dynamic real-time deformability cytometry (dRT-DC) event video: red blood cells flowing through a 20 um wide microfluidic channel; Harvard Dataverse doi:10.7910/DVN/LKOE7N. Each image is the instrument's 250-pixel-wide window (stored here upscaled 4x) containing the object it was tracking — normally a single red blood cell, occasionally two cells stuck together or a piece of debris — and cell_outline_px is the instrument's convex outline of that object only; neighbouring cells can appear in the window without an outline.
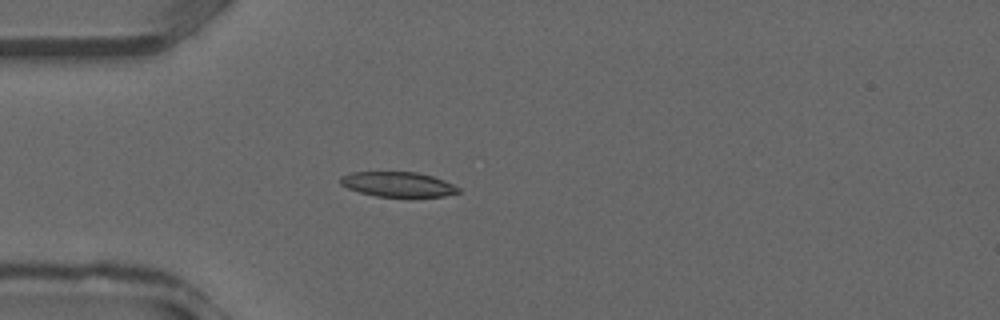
{"species": "common noctule bat (a hibernating species)", "species_latin": "Nyctalus noctula", "temperature_condition": "warm", "stored_images_in_passage": 26, "camera_frame_rate_fps": 3000, "um_per_image_px": 0.085, "animal": {"sex": "male", "forearm_length_mm": 52.5}, "frame": {"image": 1, "passage_image": 3, "time_ms": 0.667, "image_size_px": [1000, 320], "cell_outline_px": [[452, 192], [436, 196], [384, 196], [368, 192], [356, 188], [368, 172], [404, 172], [424, 176], [436, 180], [444, 184]], "centroid_in_image_um": [34.14, 15.71], "position_along_channel_um": 50.9, "area_um2": 12.66}}
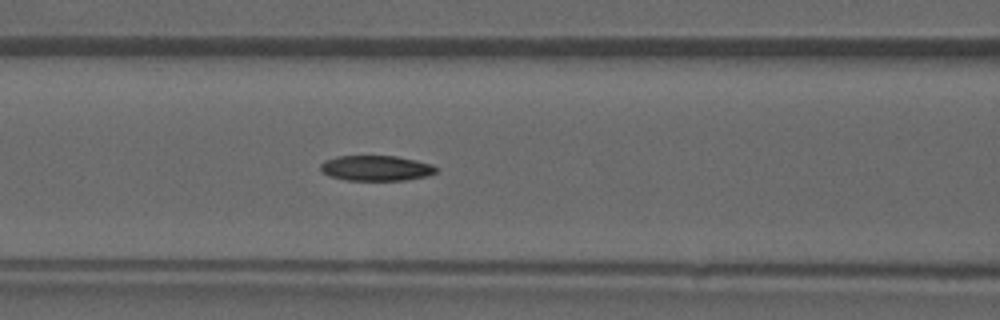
{"frame": {"image": 2, "passage_image": 8, "time_ms": 2.333, "image_size_px": [1000, 320], "cell_outline_px": [[432, 172], [416, 176], [384, 180], [368, 180], [340, 176], [328, 172], [324, 168], [328, 164], [336, 160], [352, 156], [384, 156], [424, 164], [432, 168]], "centroid_in_image_um": [31.99, 14.28], "position_along_channel_um": 134.6, "area_um2": 13.76}}
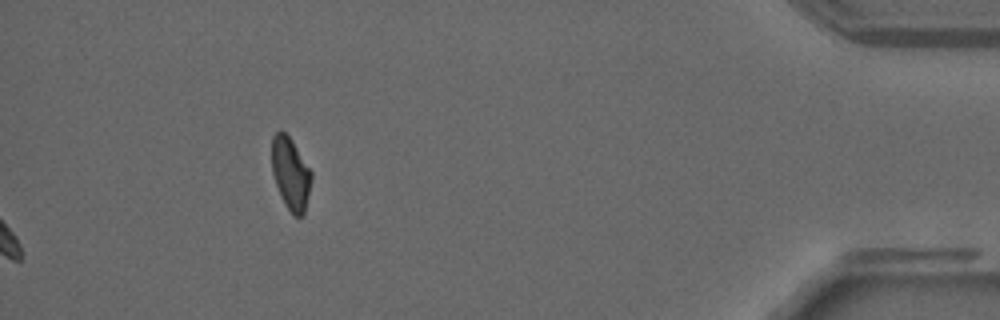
{"frame": {"image": 3, "passage_image": 26, "time_ms": 8.333, "image_size_px": [1000, 320], "cell_outline_px": [[308, 188], [304, 204], [300, 212], [292, 212], [280, 188], [276, 176], [272, 160], [272, 144], [276, 136], [280, 132], [284, 132], [292, 144], [308, 172]], "centroid_in_image_um": [24.64, 14.65], "position_along_channel_um": 410.6, "area_um2": 13.41}}